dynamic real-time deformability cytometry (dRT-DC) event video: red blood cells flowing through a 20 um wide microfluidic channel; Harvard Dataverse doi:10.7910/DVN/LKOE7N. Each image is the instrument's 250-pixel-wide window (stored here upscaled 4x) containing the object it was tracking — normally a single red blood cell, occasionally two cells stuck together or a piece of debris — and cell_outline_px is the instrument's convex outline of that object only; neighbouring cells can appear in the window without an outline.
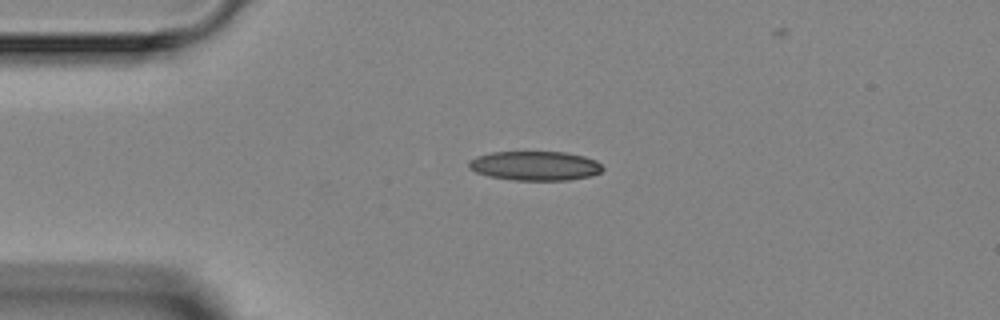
{"species": "Egyptian fruit bat (a non-hibernating species)", "species_latin": "Rousettus aegyptiacus", "temperature_condition": "room temperature", "stored_images_in_passage": 2, "camera_frame_rate_fps": 3000, "um_per_image_px": 0.085, "animal": {"sex": "female"}, "frame": {"image": 1, "passage_image": 1, "time_ms": 0.0, "image_size_px": [1000, 320], "cell_outline_px": [[604, 168], [600, 172], [592, 176], [568, 180], [516, 180], [488, 176], [476, 172], [468, 168], [468, 160], [476, 156], [492, 152], [564, 152], [584, 156], [596, 160]], "centroid_in_image_um": [45.47, 14.09], "position_along_channel_um": 39.5, "area_um2": 22.95}}